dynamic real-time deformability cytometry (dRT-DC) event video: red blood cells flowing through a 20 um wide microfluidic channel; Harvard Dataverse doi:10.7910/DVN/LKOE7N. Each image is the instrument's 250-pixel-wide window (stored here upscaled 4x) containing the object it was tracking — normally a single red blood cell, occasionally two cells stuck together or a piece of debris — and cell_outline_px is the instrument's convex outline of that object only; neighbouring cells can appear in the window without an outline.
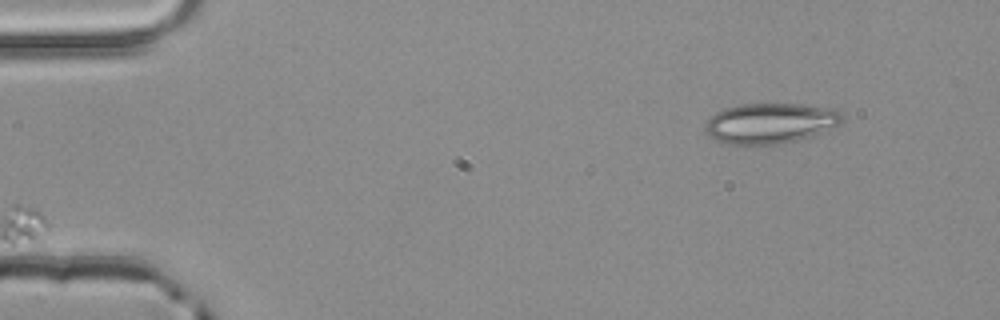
{"species": "common noctule bat (a hibernating species)", "species_latin": "Nyctalus noctula", "temperature_condition": "room temperature", "stored_images_in_passage": 3, "camera_frame_rate_fps": 3000, "um_per_image_px": 0.085, "animal": {"sex": "male", "body_mass_g": 20.4}, "frame": {"image": 1, "passage_image": 1, "time_ms": 0.0, "image_size_px": [1000, 320], "cell_outline_px": [[844, 120], [820, 132], [796, 140], [776, 144], [728, 144], [716, 140], [708, 136], [704, 128], [704, 124], [716, 112], [724, 108], [740, 104], [800, 104], [832, 108], [844, 116]], "centroid_in_image_um": [65.41, 10.46], "position_along_channel_um": 19.6, "area_um2": 31.85}}